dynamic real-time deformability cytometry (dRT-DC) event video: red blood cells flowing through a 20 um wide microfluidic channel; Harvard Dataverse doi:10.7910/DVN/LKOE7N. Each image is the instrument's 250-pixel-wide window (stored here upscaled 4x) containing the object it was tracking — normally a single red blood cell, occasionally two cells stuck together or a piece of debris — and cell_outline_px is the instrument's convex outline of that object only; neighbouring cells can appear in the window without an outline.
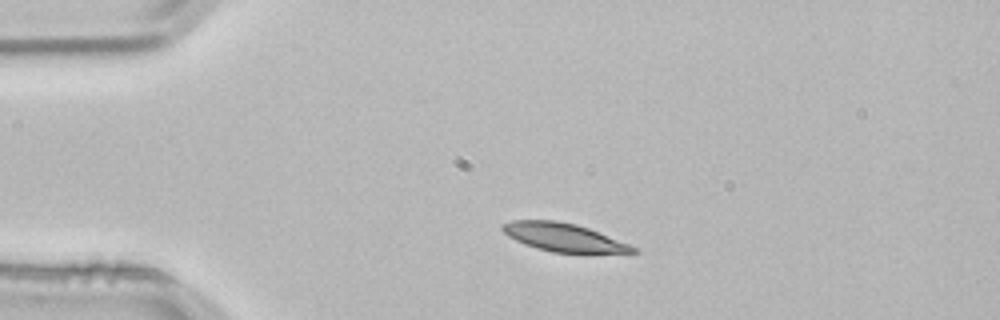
{"species": "common noctule bat (a hibernating species)", "species_latin": "Nyctalus noctula", "temperature_condition": "room temperature", "stored_images_in_passage": 2, "camera_frame_rate_fps": 3000, "um_per_image_px": 0.085, "animal": {"sex": "male", "body_mass_g": 21.5, "forearm_length_mm": 52.0}, "frame": {"image": 1, "passage_image": 1, "time_ms": 0.0, "image_size_px": [1000, 320], "cell_outline_px": [[636, 252], [552, 252], [536, 248], [524, 244], [508, 236], [500, 228], [500, 224], [512, 220], [556, 220], [576, 224], [588, 228], [628, 244], [636, 248]], "centroid_in_image_um": [47.8, 20.15], "position_along_channel_um": 37.2, "area_um2": 21.04}}